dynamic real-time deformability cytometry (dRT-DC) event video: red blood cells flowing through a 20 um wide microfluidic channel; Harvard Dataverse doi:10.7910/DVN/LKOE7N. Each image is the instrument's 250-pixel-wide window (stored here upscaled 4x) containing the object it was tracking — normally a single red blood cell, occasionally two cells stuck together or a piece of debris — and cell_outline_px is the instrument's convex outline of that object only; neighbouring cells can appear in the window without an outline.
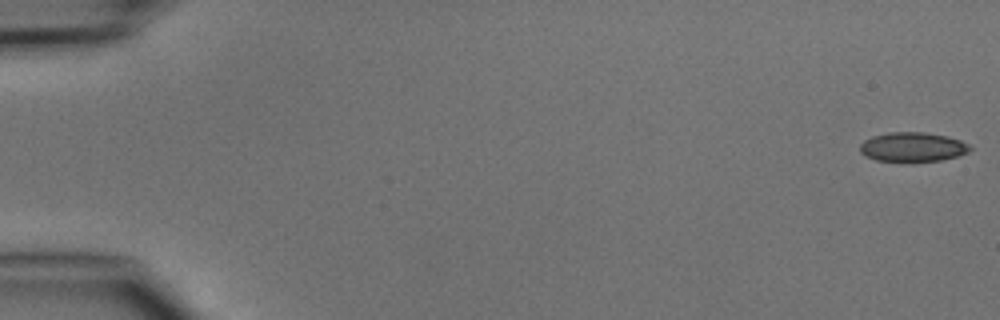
{"species": "common noctule bat (a hibernating species)", "species_latin": "Nyctalus noctula", "temperature_condition": "cold", "stored_images_in_passage": 5, "camera_frame_rate_fps": 3000, "um_per_image_px": 0.085, "animal": {"sex": "male", "body_mass_g": 15.6}, "frame": {"image": 1, "passage_image": 1, "time_ms": 0.0, "image_size_px": [1000, 320], "cell_outline_px": [[972, 148], [968, 152], [956, 156], [940, 160], [876, 160], [864, 156], [860, 152], [860, 144], [864, 140], [872, 136], [888, 132], [924, 132], [948, 136], [960, 140], [968, 144]], "centroid_in_image_um": [77.55, 12.47], "position_along_channel_um": 7.4, "area_um2": 18.55}}